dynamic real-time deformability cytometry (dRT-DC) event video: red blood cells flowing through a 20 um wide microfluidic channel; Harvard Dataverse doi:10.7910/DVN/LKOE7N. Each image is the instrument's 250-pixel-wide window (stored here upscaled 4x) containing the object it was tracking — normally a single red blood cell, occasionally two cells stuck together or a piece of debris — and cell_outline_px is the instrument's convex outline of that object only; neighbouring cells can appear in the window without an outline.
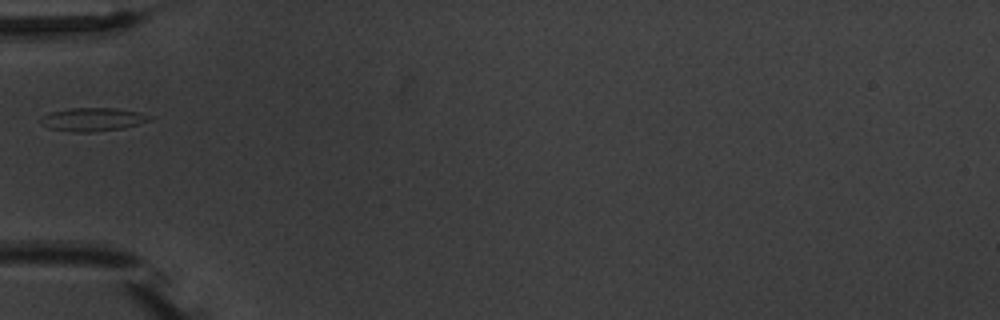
{"species": "common noctule bat (a hibernating species)", "species_latin": "Nyctalus noctula", "temperature_condition": "warm", "stored_images_in_passage": 3, "segment_of_instrument_passage": [2, 2], "camera_frame_rate_fps": 3000, "um_per_image_px": 0.085, "animal": {"sex": "male", "body_mass_g": 20.1, "forearm_length_mm": 53.5}, "frame": {"image": 1, "passage_image": 2, "time_ms": 1.333, "image_size_px": [1000, 320], "cell_outline_px": [[152, 120], [124, 128], [88, 132], [72, 132], [48, 128], [40, 124], [40, 116], [52, 112], [68, 108], [116, 108], [140, 112], [152, 116]], "centroid_in_image_um": [7.87, 10.15], "position_along_channel_um": 77.1, "area_um2": 14.97}}
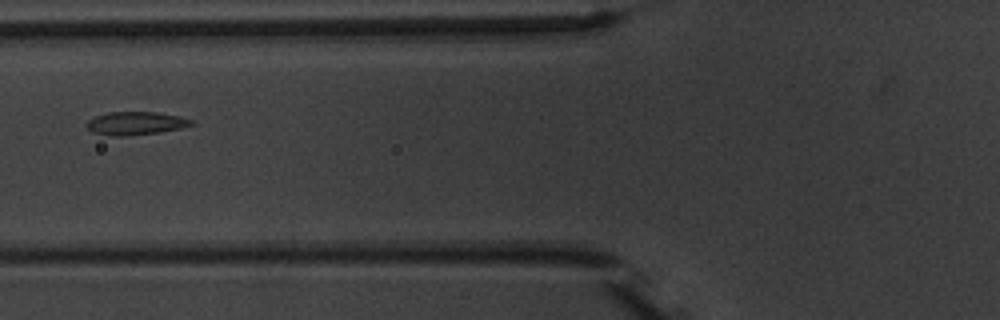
{"frame": {"image": 2, "passage_image": 3, "time_ms": 2.333, "image_size_px": [1000, 320], "cell_outline_px": [[196, 124], [180, 128], [160, 132], [128, 136], [112, 136], [92, 132], [84, 124], [88, 120], [96, 116], [108, 112], [156, 112], [180, 116], [192, 120]], "centroid_in_image_um": [11.52, 10.48], "position_along_channel_um": 114.3, "area_um2": 14.22}}